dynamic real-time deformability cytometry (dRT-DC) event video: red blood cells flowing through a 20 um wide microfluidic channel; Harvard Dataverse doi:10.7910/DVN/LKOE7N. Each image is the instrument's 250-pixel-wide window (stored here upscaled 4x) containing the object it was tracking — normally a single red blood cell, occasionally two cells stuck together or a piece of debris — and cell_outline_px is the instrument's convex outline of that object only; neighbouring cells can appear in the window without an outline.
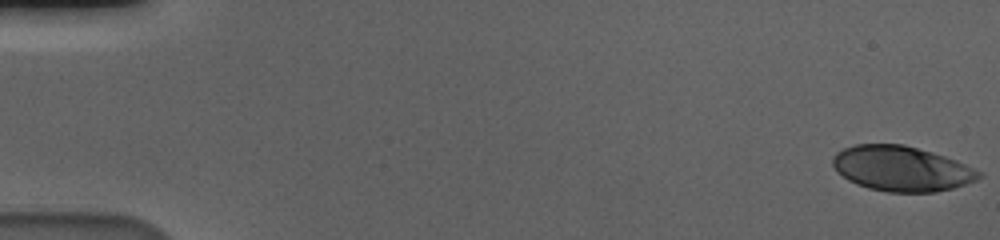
{"species": "human", "species_latin": "Homo sapiens", "temperature_condition": "cold", "stored_images_in_passage": 58, "camera_frame_rate_fps": 3000, "um_per_image_px": 0.085, "donor": {"sex": "male"}, "frame": {"image": 1, "passage_image": 1, "time_ms": 0.0, "image_size_px": [1000, 240], "cell_outline_px": [[984, 176], [976, 180], [952, 188], [936, 192], [888, 192], [868, 188], [856, 184], [848, 180], [836, 172], [832, 164], [832, 156], [836, 152], [844, 148], [856, 144], [904, 144], [932, 152], [956, 160], [984, 172]], "centroid_in_image_um": [76.62, 14.33], "position_along_channel_um": 8.4, "area_um2": 38.67}}
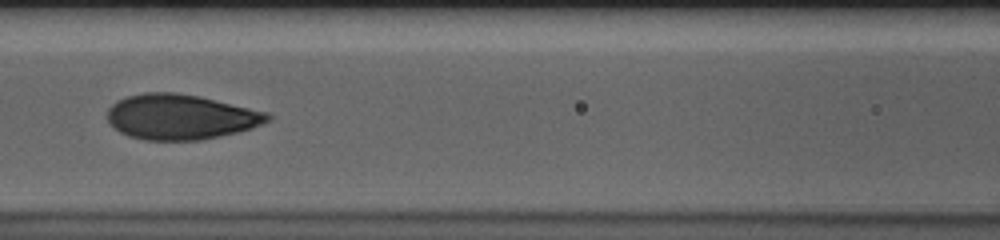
{"frame": {"image": 2, "passage_image": 27, "time_ms": 8.667, "image_size_px": [1000, 240], "cell_outline_px": [[272, 120], [252, 128], [220, 136], [200, 140], [144, 140], [128, 136], [120, 132], [108, 120], [108, 108], [116, 100], [128, 96], [144, 92], [176, 92], [200, 96], [268, 112], [272, 116]], "centroid_in_image_um": [15.37, 9.93], "position_along_channel_um": 151.2, "area_um2": 42.31}}
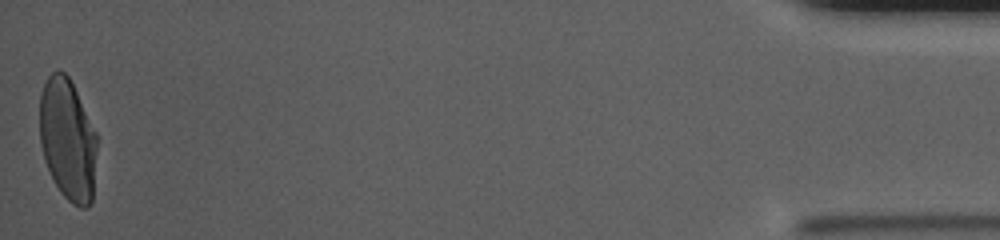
{"frame": {"image": 3, "passage_image": 58, "time_ms": 19.0, "image_size_px": [1000, 240], "cell_outline_px": [[96, 152], [92, 200], [88, 208], [80, 208], [72, 204], [60, 192], [44, 160], [40, 144], [40, 92], [48, 76], [52, 72], [64, 72], [68, 76], [96, 132]], "centroid_in_image_um": [5.74, 11.89], "position_along_channel_um": 429.5, "area_um2": 40.4}, "authors_computed_cell_mechanics": {"area_um2": 41.038, "velocity_mm_per_s": 3.5739, "shape_relaxation_time_tau1_ms": 5.9944, "shape_relaxation_time_tau2_ms": null, "deformation_change_tau1": 0.2389, "deformation_change_tau2": null}}